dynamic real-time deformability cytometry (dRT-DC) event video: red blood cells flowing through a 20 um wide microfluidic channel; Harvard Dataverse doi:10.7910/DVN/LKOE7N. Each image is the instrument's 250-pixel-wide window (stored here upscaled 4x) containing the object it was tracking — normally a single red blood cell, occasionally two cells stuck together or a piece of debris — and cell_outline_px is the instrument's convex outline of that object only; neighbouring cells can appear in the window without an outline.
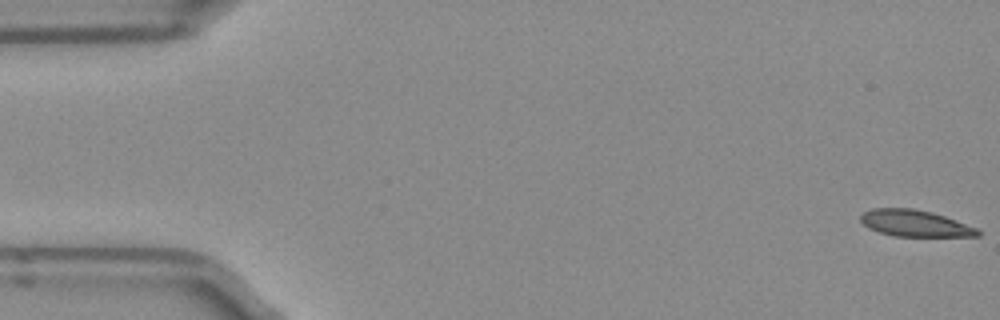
{"species": "Egyptian fruit bat (a non-hibernating species)", "species_latin": "Rousettus aegyptiacus", "temperature_condition": "room temperature", "stored_images_in_passage": 52, "camera_frame_rate_fps": 3000, "um_per_image_px": 0.085, "frame": {"image": 1, "passage_image": 1, "time_ms": 0.0, "image_size_px": [1000, 320], "cell_outline_px": [[980, 236], [896, 236], [880, 232], [868, 228], [860, 220], [860, 216], [864, 212], [872, 208], [912, 208], [932, 212], [956, 220], [976, 228], [980, 232]], "centroid_in_image_um": [77.75, 18.97], "position_along_channel_um": 7.3, "area_um2": 17.92}}
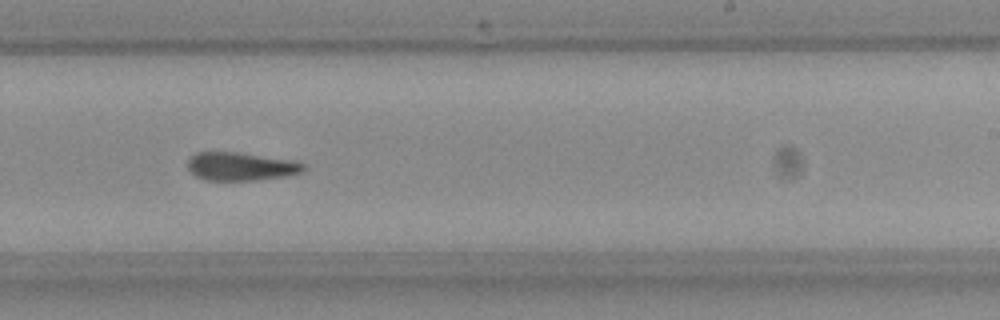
{"frame": {"image": 2, "passage_image": 31, "time_ms": 10.0, "image_size_px": [1000, 320], "cell_outline_px": [[308, 168], [300, 172], [288, 176], [256, 180], [204, 180], [196, 176], [188, 168], [188, 160], [196, 152], [236, 152], [292, 160], [304, 164]], "centroid_in_image_um": [20.48, 14.15], "position_along_channel_um": 268.5, "area_um2": 19.02}}
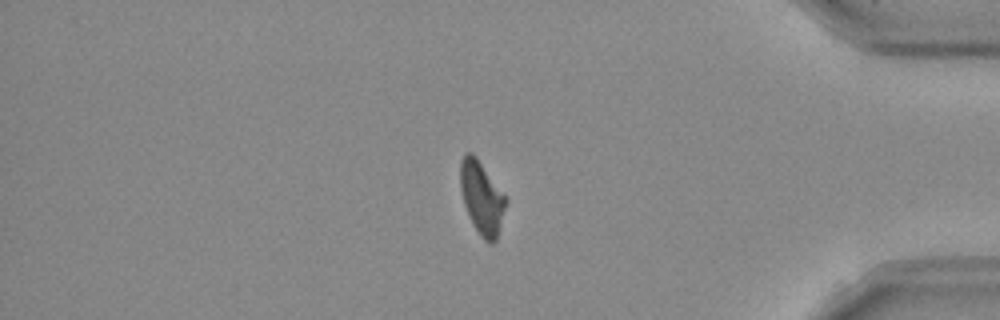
{"frame": {"image": 3, "passage_image": 43, "time_ms": 14.0, "image_size_px": [1000, 320], "cell_outline_px": [[508, 200], [496, 240], [492, 244], [488, 244], [480, 236], [472, 224], [464, 204], [460, 188], [460, 160], [464, 152], [472, 152], [476, 156]], "centroid_in_image_um": [40.93, 16.81], "position_along_channel_um": 394.3, "area_um2": 19.42}, "authors_computed_cell_mechanics": {"area_um2": 19.4497, "velocity_mm_per_s": 3.9542, "shape_relaxation_time_tau1_ms": null, "shape_relaxation_time_tau2_ms": 5.745, "deformation_change_tau1": null, "deformation_change_tau2": 0.1402}}